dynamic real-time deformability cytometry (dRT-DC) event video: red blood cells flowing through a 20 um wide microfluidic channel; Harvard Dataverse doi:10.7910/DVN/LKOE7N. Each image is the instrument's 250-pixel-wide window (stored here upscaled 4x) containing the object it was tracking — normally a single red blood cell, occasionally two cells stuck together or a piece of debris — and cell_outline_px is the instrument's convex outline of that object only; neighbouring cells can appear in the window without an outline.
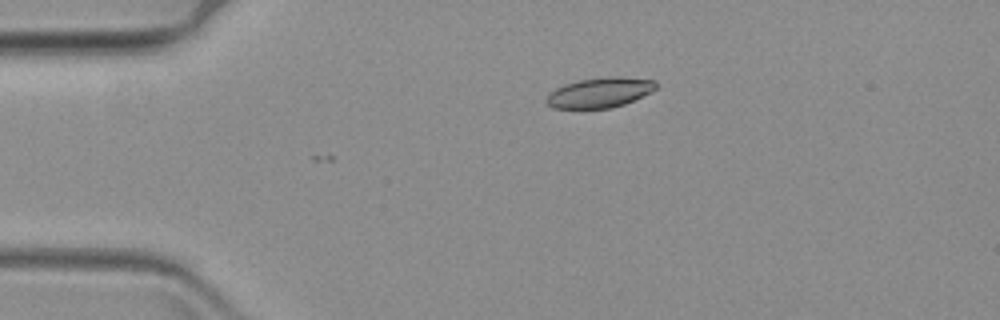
{"species": "common noctule bat (a hibernating species)", "species_latin": "Nyctalus noctula", "temperature_condition": "warm", "stored_images_in_passage": 2, "camera_frame_rate_fps": 3000, "um_per_image_px": 0.085, "animal": {"sex": "female", "body_mass_g": 19.3, "forearm_length_mm": 54.1}, "frame": {"image": 1, "passage_image": 1, "time_ms": 0.0, "image_size_px": [1000, 320], "cell_outline_px": [[656, 88], [624, 104], [608, 108], [552, 108], [544, 100], [548, 92], [564, 84], [580, 80], [608, 76], [620, 76], [656, 80]], "centroid_in_image_um": [50.92, 7.85], "position_along_channel_um": 34.1, "area_um2": 19.07}}